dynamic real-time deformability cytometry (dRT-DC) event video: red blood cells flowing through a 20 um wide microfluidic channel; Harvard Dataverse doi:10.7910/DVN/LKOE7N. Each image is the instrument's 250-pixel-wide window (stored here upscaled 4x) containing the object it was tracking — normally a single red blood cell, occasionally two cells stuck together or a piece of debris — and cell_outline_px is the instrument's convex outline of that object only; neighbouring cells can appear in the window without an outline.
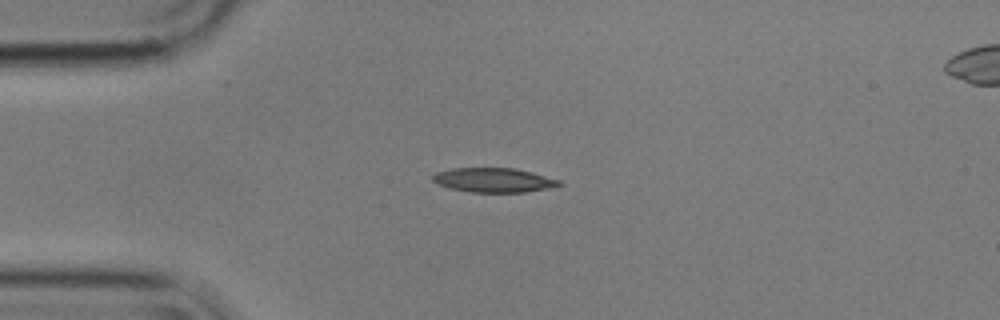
{"species": "common noctule bat (a hibernating species)", "species_latin": "Nyctalus noctula", "temperature_condition": "cold", "stored_images_in_passage": 4, "camera_frame_rate_fps": 3000, "um_per_image_px": 0.085, "animal": {"sex": "male", "body_mass_g": 17.9}, "frame": {"image": 1, "passage_image": 3, "time_ms": 0.667, "image_size_px": [1000, 320], "cell_outline_px": [[564, 184], [548, 188], [524, 192], [472, 192], [452, 188], [440, 184], [432, 180], [432, 176], [436, 172], [452, 168], [512, 168], [532, 172], [560, 180]], "centroid_in_image_um": [41.99, 15.3], "position_along_channel_um": 43.0, "area_um2": 17.74}}